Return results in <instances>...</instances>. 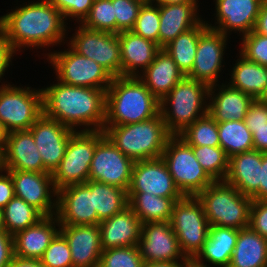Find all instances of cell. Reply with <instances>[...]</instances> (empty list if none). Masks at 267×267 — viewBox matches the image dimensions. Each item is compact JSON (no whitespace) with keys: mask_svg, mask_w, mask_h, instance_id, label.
Segmentation results:
<instances>
[{"mask_svg":"<svg viewBox=\"0 0 267 267\" xmlns=\"http://www.w3.org/2000/svg\"><path fill=\"white\" fill-rule=\"evenodd\" d=\"M41 90L43 114L45 116L57 120L72 130L79 125L88 126L82 131H100L104 129L105 90L71 86L60 81ZM91 125L94 128H89Z\"/></svg>","mask_w":267,"mask_h":267,"instance_id":"cell-1","label":"cell"},{"mask_svg":"<svg viewBox=\"0 0 267 267\" xmlns=\"http://www.w3.org/2000/svg\"><path fill=\"white\" fill-rule=\"evenodd\" d=\"M30 3L0 17V27L15 53L22 46L55 45L65 38L66 23L60 11L48 0Z\"/></svg>","mask_w":267,"mask_h":267,"instance_id":"cell-2","label":"cell"},{"mask_svg":"<svg viewBox=\"0 0 267 267\" xmlns=\"http://www.w3.org/2000/svg\"><path fill=\"white\" fill-rule=\"evenodd\" d=\"M160 113V101L137 76L113 77L106 90L104 126L149 120Z\"/></svg>","mask_w":267,"mask_h":267,"instance_id":"cell-3","label":"cell"},{"mask_svg":"<svg viewBox=\"0 0 267 267\" xmlns=\"http://www.w3.org/2000/svg\"><path fill=\"white\" fill-rule=\"evenodd\" d=\"M105 135L128 158L135 161L161 157L172 136L159 113L142 122L118 126H104Z\"/></svg>","mask_w":267,"mask_h":267,"instance_id":"cell-4","label":"cell"},{"mask_svg":"<svg viewBox=\"0 0 267 267\" xmlns=\"http://www.w3.org/2000/svg\"><path fill=\"white\" fill-rule=\"evenodd\" d=\"M210 226L234 229L250 225L252 198L225 181H214L196 195Z\"/></svg>","mask_w":267,"mask_h":267,"instance_id":"cell-5","label":"cell"},{"mask_svg":"<svg viewBox=\"0 0 267 267\" xmlns=\"http://www.w3.org/2000/svg\"><path fill=\"white\" fill-rule=\"evenodd\" d=\"M208 93L209 87L206 84L184 76L160 100V113L171 135H179L195 120L208 113V104H205ZM167 104H170L172 111L166 107Z\"/></svg>","mask_w":267,"mask_h":267,"instance_id":"cell-6","label":"cell"},{"mask_svg":"<svg viewBox=\"0 0 267 267\" xmlns=\"http://www.w3.org/2000/svg\"><path fill=\"white\" fill-rule=\"evenodd\" d=\"M105 136L100 131H75L68 142L65 155L52 173L56 191L65 187L86 183L96 144Z\"/></svg>","mask_w":267,"mask_h":267,"instance_id":"cell-7","label":"cell"},{"mask_svg":"<svg viewBox=\"0 0 267 267\" xmlns=\"http://www.w3.org/2000/svg\"><path fill=\"white\" fill-rule=\"evenodd\" d=\"M161 158L184 196H196L214 182L197 161L192 146L178 135L168 139Z\"/></svg>","mask_w":267,"mask_h":267,"instance_id":"cell-8","label":"cell"},{"mask_svg":"<svg viewBox=\"0 0 267 267\" xmlns=\"http://www.w3.org/2000/svg\"><path fill=\"white\" fill-rule=\"evenodd\" d=\"M170 224L184 256L192 260L209 235L210 224L196 196H184L175 202Z\"/></svg>","mask_w":267,"mask_h":267,"instance_id":"cell-9","label":"cell"},{"mask_svg":"<svg viewBox=\"0 0 267 267\" xmlns=\"http://www.w3.org/2000/svg\"><path fill=\"white\" fill-rule=\"evenodd\" d=\"M0 87V124L6 133L29 130L43 114L42 90L12 85Z\"/></svg>","mask_w":267,"mask_h":267,"instance_id":"cell-10","label":"cell"},{"mask_svg":"<svg viewBox=\"0 0 267 267\" xmlns=\"http://www.w3.org/2000/svg\"><path fill=\"white\" fill-rule=\"evenodd\" d=\"M71 49V50H70ZM61 83L107 90L113 76L92 59L78 54L71 47L68 51L48 55Z\"/></svg>","mask_w":267,"mask_h":267,"instance_id":"cell-11","label":"cell"},{"mask_svg":"<svg viewBox=\"0 0 267 267\" xmlns=\"http://www.w3.org/2000/svg\"><path fill=\"white\" fill-rule=\"evenodd\" d=\"M70 47L78 54L94 60L113 77L121 76V47L118 34L79 26Z\"/></svg>","mask_w":267,"mask_h":267,"instance_id":"cell-12","label":"cell"},{"mask_svg":"<svg viewBox=\"0 0 267 267\" xmlns=\"http://www.w3.org/2000/svg\"><path fill=\"white\" fill-rule=\"evenodd\" d=\"M134 161L126 157L105 135L97 144L90 164L89 180L128 191Z\"/></svg>","mask_w":267,"mask_h":267,"instance_id":"cell-13","label":"cell"},{"mask_svg":"<svg viewBox=\"0 0 267 267\" xmlns=\"http://www.w3.org/2000/svg\"><path fill=\"white\" fill-rule=\"evenodd\" d=\"M56 217L60 225H98L93 210V181L71 185L57 191Z\"/></svg>","mask_w":267,"mask_h":267,"instance_id":"cell-14","label":"cell"},{"mask_svg":"<svg viewBox=\"0 0 267 267\" xmlns=\"http://www.w3.org/2000/svg\"><path fill=\"white\" fill-rule=\"evenodd\" d=\"M44 165V173H53L59 166L71 135L76 131L42 114L30 127Z\"/></svg>","mask_w":267,"mask_h":267,"instance_id":"cell-15","label":"cell"},{"mask_svg":"<svg viewBox=\"0 0 267 267\" xmlns=\"http://www.w3.org/2000/svg\"><path fill=\"white\" fill-rule=\"evenodd\" d=\"M138 247L144 262L191 261L182 253L170 221L142 224Z\"/></svg>","mask_w":267,"mask_h":267,"instance_id":"cell-16","label":"cell"},{"mask_svg":"<svg viewBox=\"0 0 267 267\" xmlns=\"http://www.w3.org/2000/svg\"><path fill=\"white\" fill-rule=\"evenodd\" d=\"M4 172L11 175L16 197L38 209L44 216L56 215L57 202H53L51 197L57 196V191L51 173L20 170H5Z\"/></svg>","mask_w":267,"mask_h":267,"instance_id":"cell-17","label":"cell"},{"mask_svg":"<svg viewBox=\"0 0 267 267\" xmlns=\"http://www.w3.org/2000/svg\"><path fill=\"white\" fill-rule=\"evenodd\" d=\"M139 192L160 197H184L161 157L134 162L127 193Z\"/></svg>","mask_w":267,"mask_h":267,"instance_id":"cell-18","label":"cell"},{"mask_svg":"<svg viewBox=\"0 0 267 267\" xmlns=\"http://www.w3.org/2000/svg\"><path fill=\"white\" fill-rule=\"evenodd\" d=\"M226 40L227 35L208 27L199 37L195 61L186 76L208 87L217 86Z\"/></svg>","mask_w":267,"mask_h":267,"instance_id":"cell-19","label":"cell"},{"mask_svg":"<svg viewBox=\"0 0 267 267\" xmlns=\"http://www.w3.org/2000/svg\"><path fill=\"white\" fill-rule=\"evenodd\" d=\"M61 226V227H60ZM66 238L73 267H99L102 254L100 225H60Z\"/></svg>","mask_w":267,"mask_h":267,"instance_id":"cell-20","label":"cell"},{"mask_svg":"<svg viewBox=\"0 0 267 267\" xmlns=\"http://www.w3.org/2000/svg\"><path fill=\"white\" fill-rule=\"evenodd\" d=\"M2 166L3 170L44 172L41 154L29 130L6 134Z\"/></svg>","mask_w":267,"mask_h":267,"instance_id":"cell-21","label":"cell"},{"mask_svg":"<svg viewBox=\"0 0 267 267\" xmlns=\"http://www.w3.org/2000/svg\"><path fill=\"white\" fill-rule=\"evenodd\" d=\"M264 0H216L218 26H207L224 35L237 30L243 35L253 31L256 18Z\"/></svg>","mask_w":267,"mask_h":267,"instance_id":"cell-22","label":"cell"},{"mask_svg":"<svg viewBox=\"0 0 267 267\" xmlns=\"http://www.w3.org/2000/svg\"><path fill=\"white\" fill-rule=\"evenodd\" d=\"M263 152L251 150L229 158L225 182L234 186L243 195L260 201V175Z\"/></svg>","mask_w":267,"mask_h":267,"instance_id":"cell-23","label":"cell"},{"mask_svg":"<svg viewBox=\"0 0 267 267\" xmlns=\"http://www.w3.org/2000/svg\"><path fill=\"white\" fill-rule=\"evenodd\" d=\"M99 225L102 250L139 244L142 222L129 205Z\"/></svg>","mask_w":267,"mask_h":267,"instance_id":"cell-24","label":"cell"},{"mask_svg":"<svg viewBox=\"0 0 267 267\" xmlns=\"http://www.w3.org/2000/svg\"><path fill=\"white\" fill-rule=\"evenodd\" d=\"M197 0L178 4L155 3L159 7V47L164 48L180 34L199 25Z\"/></svg>","mask_w":267,"mask_h":267,"instance_id":"cell-25","label":"cell"},{"mask_svg":"<svg viewBox=\"0 0 267 267\" xmlns=\"http://www.w3.org/2000/svg\"><path fill=\"white\" fill-rule=\"evenodd\" d=\"M55 222L60 225L56 215L45 216L35 225L13 235L14 255L24 259L40 260L51 240L60 231L56 229Z\"/></svg>","mask_w":267,"mask_h":267,"instance_id":"cell-26","label":"cell"},{"mask_svg":"<svg viewBox=\"0 0 267 267\" xmlns=\"http://www.w3.org/2000/svg\"><path fill=\"white\" fill-rule=\"evenodd\" d=\"M118 39L121 47V76H139L137 69L141 67V71H144L161 49L157 43L132 31H121Z\"/></svg>","mask_w":267,"mask_h":267,"instance_id":"cell-27","label":"cell"},{"mask_svg":"<svg viewBox=\"0 0 267 267\" xmlns=\"http://www.w3.org/2000/svg\"><path fill=\"white\" fill-rule=\"evenodd\" d=\"M215 86L209 87L208 98L212 102L208 104V114L217 122L244 120L250 104L254 98L241 90L225 84L219 88L218 94L212 97ZM214 89V91H213Z\"/></svg>","mask_w":267,"mask_h":267,"instance_id":"cell-28","label":"cell"},{"mask_svg":"<svg viewBox=\"0 0 267 267\" xmlns=\"http://www.w3.org/2000/svg\"><path fill=\"white\" fill-rule=\"evenodd\" d=\"M239 230L227 227L210 226L209 235L201 250L191 260L196 267H209L206 261L219 267H228L235 248Z\"/></svg>","mask_w":267,"mask_h":267,"instance_id":"cell-29","label":"cell"},{"mask_svg":"<svg viewBox=\"0 0 267 267\" xmlns=\"http://www.w3.org/2000/svg\"><path fill=\"white\" fill-rule=\"evenodd\" d=\"M142 72L143 75L137 77L159 101L185 76L163 48L157 52L154 61Z\"/></svg>","mask_w":267,"mask_h":267,"instance_id":"cell-30","label":"cell"},{"mask_svg":"<svg viewBox=\"0 0 267 267\" xmlns=\"http://www.w3.org/2000/svg\"><path fill=\"white\" fill-rule=\"evenodd\" d=\"M228 267H267V239L250 226L240 229Z\"/></svg>","mask_w":267,"mask_h":267,"instance_id":"cell-31","label":"cell"},{"mask_svg":"<svg viewBox=\"0 0 267 267\" xmlns=\"http://www.w3.org/2000/svg\"><path fill=\"white\" fill-rule=\"evenodd\" d=\"M240 58L233 68L229 85L251 95L254 99L265 100L267 66L250 61L241 54Z\"/></svg>","mask_w":267,"mask_h":267,"instance_id":"cell-32","label":"cell"},{"mask_svg":"<svg viewBox=\"0 0 267 267\" xmlns=\"http://www.w3.org/2000/svg\"><path fill=\"white\" fill-rule=\"evenodd\" d=\"M127 194L128 205L141 220L142 224L170 221L175 202L183 198L160 197L144 192Z\"/></svg>","mask_w":267,"mask_h":267,"instance_id":"cell-33","label":"cell"},{"mask_svg":"<svg viewBox=\"0 0 267 267\" xmlns=\"http://www.w3.org/2000/svg\"><path fill=\"white\" fill-rule=\"evenodd\" d=\"M208 28L205 21L180 34L163 49L168 52L178 69L186 76L192 69L200 35Z\"/></svg>","mask_w":267,"mask_h":267,"instance_id":"cell-34","label":"cell"},{"mask_svg":"<svg viewBox=\"0 0 267 267\" xmlns=\"http://www.w3.org/2000/svg\"><path fill=\"white\" fill-rule=\"evenodd\" d=\"M128 206V194L117 186L93 181V210L100 221L111 218Z\"/></svg>","mask_w":267,"mask_h":267,"instance_id":"cell-35","label":"cell"},{"mask_svg":"<svg viewBox=\"0 0 267 267\" xmlns=\"http://www.w3.org/2000/svg\"><path fill=\"white\" fill-rule=\"evenodd\" d=\"M220 146L230 158L233 155L254 150L253 135L245 121H225L218 123Z\"/></svg>","mask_w":267,"mask_h":267,"instance_id":"cell-36","label":"cell"},{"mask_svg":"<svg viewBox=\"0 0 267 267\" xmlns=\"http://www.w3.org/2000/svg\"><path fill=\"white\" fill-rule=\"evenodd\" d=\"M45 216L23 199L14 196L3 208V223L10 235L35 225Z\"/></svg>","mask_w":267,"mask_h":267,"instance_id":"cell-37","label":"cell"},{"mask_svg":"<svg viewBox=\"0 0 267 267\" xmlns=\"http://www.w3.org/2000/svg\"><path fill=\"white\" fill-rule=\"evenodd\" d=\"M190 146H220L218 123L207 113L178 135Z\"/></svg>","mask_w":267,"mask_h":267,"instance_id":"cell-38","label":"cell"},{"mask_svg":"<svg viewBox=\"0 0 267 267\" xmlns=\"http://www.w3.org/2000/svg\"><path fill=\"white\" fill-rule=\"evenodd\" d=\"M201 167L214 181H224L229 168V157L221 146H192Z\"/></svg>","mask_w":267,"mask_h":267,"instance_id":"cell-39","label":"cell"},{"mask_svg":"<svg viewBox=\"0 0 267 267\" xmlns=\"http://www.w3.org/2000/svg\"><path fill=\"white\" fill-rule=\"evenodd\" d=\"M86 28L116 34L112 0H94L89 14L81 22Z\"/></svg>","mask_w":267,"mask_h":267,"instance_id":"cell-40","label":"cell"},{"mask_svg":"<svg viewBox=\"0 0 267 267\" xmlns=\"http://www.w3.org/2000/svg\"><path fill=\"white\" fill-rule=\"evenodd\" d=\"M153 5L152 3L142 5L131 31L159 46L160 13L158 5Z\"/></svg>","mask_w":267,"mask_h":267,"instance_id":"cell-41","label":"cell"},{"mask_svg":"<svg viewBox=\"0 0 267 267\" xmlns=\"http://www.w3.org/2000/svg\"><path fill=\"white\" fill-rule=\"evenodd\" d=\"M143 264L137 245L103 250L99 267H142Z\"/></svg>","mask_w":267,"mask_h":267,"instance_id":"cell-42","label":"cell"},{"mask_svg":"<svg viewBox=\"0 0 267 267\" xmlns=\"http://www.w3.org/2000/svg\"><path fill=\"white\" fill-rule=\"evenodd\" d=\"M40 261L44 267H73L69 245L60 232L51 240Z\"/></svg>","mask_w":267,"mask_h":267,"instance_id":"cell-43","label":"cell"},{"mask_svg":"<svg viewBox=\"0 0 267 267\" xmlns=\"http://www.w3.org/2000/svg\"><path fill=\"white\" fill-rule=\"evenodd\" d=\"M112 4L116 17V34L131 31L143 4L135 0H112Z\"/></svg>","mask_w":267,"mask_h":267,"instance_id":"cell-44","label":"cell"},{"mask_svg":"<svg viewBox=\"0 0 267 267\" xmlns=\"http://www.w3.org/2000/svg\"><path fill=\"white\" fill-rule=\"evenodd\" d=\"M240 54L246 59L267 66V37L254 31L243 35Z\"/></svg>","mask_w":267,"mask_h":267,"instance_id":"cell-45","label":"cell"},{"mask_svg":"<svg viewBox=\"0 0 267 267\" xmlns=\"http://www.w3.org/2000/svg\"><path fill=\"white\" fill-rule=\"evenodd\" d=\"M56 9L60 11L65 20L66 17L76 18L82 22L89 14L94 0H48Z\"/></svg>","mask_w":267,"mask_h":267,"instance_id":"cell-46","label":"cell"},{"mask_svg":"<svg viewBox=\"0 0 267 267\" xmlns=\"http://www.w3.org/2000/svg\"><path fill=\"white\" fill-rule=\"evenodd\" d=\"M249 226L267 239V201L252 200Z\"/></svg>","mask_w":267,"mask_h":267,"instance_id":"cell-47","label":"cell"},{"mask_svg":"<svg viewBox=\"0 0 267 267\" xmlns=\"http://www.w3.org/2000/svg\"><path fill=\"white\" fill-rule=\"evenodd\" d=\"M247 128L267 126V100L254 99L244 118Z\"/></svg>","mask_w":267,"mask_h":267,"instance_id":"cell-48","label":"cell"},{"mask_svg":"<svg viewBox=\"0 0 267 267\" xmlns=\"http://www.w3.org/2000/svg\"><path fill=\"white\" fill-rule=\"evenodd\" d=\"M14 256L13 236L6 230L0 231V267H7Z\"/></svg>","mask_w":267,"mask_h":267,"instance_id":"cell-49","label":"cell"},{"mask_svg":"<svg viewBox=\"0 0 267 267\" xmlns=\"http://www.w3.org/2000/svg\"><path fill=\"white\" fill-rule=\"evenodd\" d=\"M15 52L10 46L3 29L0 27V78L5 70L10 66L11 57Z\"/></svg>","mask_w":267,"mask_h":267,"instance_id":"cell-50","label":"cell"},{"mask_svg":"<svg viewBox=\"0 0 267 267\" xmlns=\"http://www.w3.org/2000/svg\"><path fill=\"white\" fill-rule=\"evenodd\" d=\"M1 172V171H0ZM7 175L0 174V208L3 209L8 202L15 196L14 185L11 175L6 172Z\"/></svg>","mask_w":267,"mask_h":267,"instance_id":"cell-51","label":"cell"},{"mask_svg":"<svg viewBox=\"0 0 267 267\" xmlns=\"http://www.w3.org/2000/svg\"><path fill=\"white\" fill-rule=\"evenodd\" d=\"M251 133L254 150L267 153V126L251 127Z\"/></svg>","mask_w":267,"mask_h":267,"instance_id":"cell-52","label":"cell"},{"mask_svg":"<svg viewBox=\"0 0 267 267\" xmlns=\"http://www.w3.org/2000/svg\"><path fill=\"white\" fill-rule=\"evenodd\" d=\"M253 31L267 37V0L261 5Z\"/></svg>","mask_w":267,"mask_h":267,"instance_id":"cell-53","label":"cell"},{"mask_svg":"<svg viewBox=\"0 0 267 267\" xmlns=\"http://www.w3.org/2000/svg\"><path fill=\"white\" fill-rule=\"evenodd\" d=\"M260 201H267V153L262 155L260 175Z\"/></svg>","mask_w":267,"mask_h":267,"instance_id":"cell-54","label":"cell"},{"mask_svg":"<svg viewBox=\"0 0 267 267\" xmlns=\"http://www.w3.org/2000/svg\"><path fill=\"white\" fill-rule=\"evenodd\" d=\"M7 267H44L38 259H24L14 256Z\"/></svg>","mask_w":267,"mask_h":267,"instance_id":"cell-55","label":"cell"},{"mask_svg":"<svg viewBox=\"0 0 267 267\" xmlns=\"http://www.w3.org/2000/svg\"><path fill=\"white\" fill-rule=\"evenodd\" d=\"M191 261L181 262H144L142 267H190Z\"/></svg>","mask_w":267,"mask_h":267,"instance_id":"cell-56","label":"cell"},{"mask_svg":"<svg viewBox=\"0 0 267 267\" xmlns=\"http://www.w3.org/2000/svg\"><path fill=\"white\" fill-rule=\"evenodd\" d=\"M6 132L0 124V151L3 152L5 148Z\"/></svg>","mask_w":267,"mask_h":267,"instance_id":"cell-57","label":"cell"},{"mask_svg":"<svg viewBox=\"0 0 267 267\" xmlns=\"http://www.w3.org/2000/svg\"><path fill=\"white\" fill-rule=\"evenodd\" d=\"M193 1L194 0H156V3L178 4V3L193 2Z\"/></svg>","mask_w":267,"mask_h":267,"instance_id":"cell-58","label":"cell"},{"mask_svg":"<svg viewBox=\"0 0 267 267\" xmlns=\"http://www.w3.org/2000/svg\"><path fill=\"white\" fill-rule=\"evenodd\" d=\"M5 230L3 223V209L0 208V231Z\"/></svg>","mask_w":267,"mask_h":267,"instance_id":"cell-59","label":"cell"},{"mask_svg":"<svg viewBox=\"0 0 267 267\" xmlns=\"http://www.w3.org/2000/svg\"><path fill=\"white\" fill-rule=\"evenodd\" d=\"M135 1H138L142 4H150V3H154V0H135Z\"/></svg>","mask_w":267,"mask_h":267,"instance_id":"cell-60","label":"cell"},{"mask_svg":"<svg viewBox=\"0 0 267 267\" xmlns=\"http://www.w3.org/2000/svg\"><path fill=\"white\" fill-rule=\"evenodd\" d=\"M0 171H4L3 166H2V152L1 151H0Z\"/></svg>","mask_w":267,"mask_h":267,"instance_id":"cell-61","label":"cell"},{"mask_svg":"<svg viewBox=\"0 0 267 267\" xmlns=\"http://www.w3.org/2000/svg\"><path fill=\"white\" fill-rule=\"evenodd\" d=\"M265 100H267V84H266V89H265Z\"/></svg>","mask_w":267,"mask_h":267,"instance_id":"cell-62","label":"cell"}]
</instances>
